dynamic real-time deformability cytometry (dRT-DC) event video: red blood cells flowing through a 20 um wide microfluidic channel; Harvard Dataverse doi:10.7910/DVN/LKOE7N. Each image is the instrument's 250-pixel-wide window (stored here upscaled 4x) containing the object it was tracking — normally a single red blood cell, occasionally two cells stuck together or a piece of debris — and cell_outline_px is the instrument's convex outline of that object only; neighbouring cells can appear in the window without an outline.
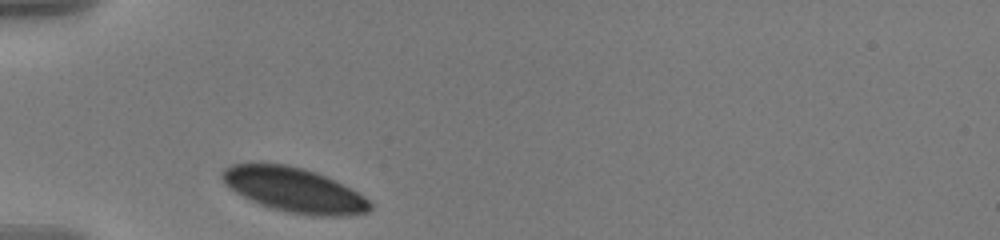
{"species": "human", "species_latin": "Homo sapiens", "temperature_condition": "warm", "stored_images_in_passage": 32, "camera_frame_rate_fps": 3000, "um_per_image_px": 0.085, "donor": {"sex": "male"}, "frame": {"image": 1, "passage_image": 1, "time_ms": 0.0, "image_size_px": [1000, 240], "cell_outline_px": [[372, 208], [368, 212], [348, 216], [312, 216], [288, 212], [268, 208], [236, 192], [224, 184], [220, 176], [220, 172], [224, 168], [232, 164], [288, 164], [304, 168], [316, 172], [364, 196], [372, 204]], "centroid_in_image_um": [24.98, 16.16], "position_along_channel_um": 60.0, "area_um2": 38.21}}
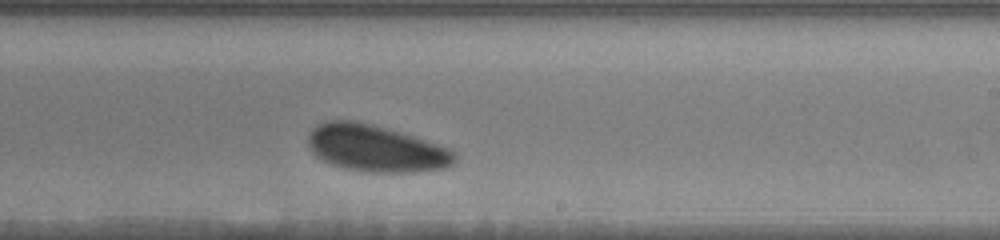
{"frame": {"image": 2, "passage_image": 19, "time_ms": 6.0, "image_size_px": [1000, 240], "cell_outline_px": [[456, 160], [452, 164], [444, 168], [416, 172], [368, 172], [344, 168], [320, 160], [312, 152], [308, 144], [308, 136], [312, 128], [328, 120], [356, 120], [388, 128], [416, 136], [448, 148], [456, 152]], "centroid_in_image_um": [31.95, 12.61], "position_along_channel_um": 257.1, "area_um2": 40.23}}
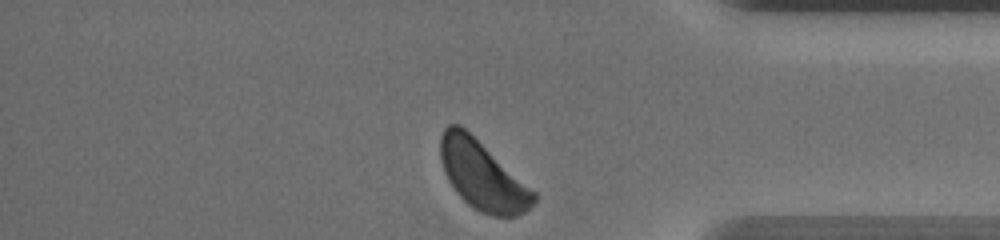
{"frame": {"image": 3, "passage_image": 32, "time_ms": 10.333, "image_size_px": [1000, 240], "cell_outline_px": [[540, 196], [524, 212], [516, 216], [492, 216], [480, 212], [468, 204], [456, 192], [448, 180], [444, 172], [440, 156], [440, 136], [444, 128], [448, 124], [460, 124], [536, 192]], "centroid_in_image_um": [40.99, 14.92], "position_along_channel_um": 394.2, "area_um2": 37.17}, "authors_computed_cell_mechanics": {"area_um2": 39.7086, "velocity_mm_per_s": 3.4646, "shape_relaxation_time_tau1_ms": 1.6469, "shape_relaxation_time_tau2_ms": null, "deformation_change_tau1": 0.0638, "deformation_change_tau2": null}}